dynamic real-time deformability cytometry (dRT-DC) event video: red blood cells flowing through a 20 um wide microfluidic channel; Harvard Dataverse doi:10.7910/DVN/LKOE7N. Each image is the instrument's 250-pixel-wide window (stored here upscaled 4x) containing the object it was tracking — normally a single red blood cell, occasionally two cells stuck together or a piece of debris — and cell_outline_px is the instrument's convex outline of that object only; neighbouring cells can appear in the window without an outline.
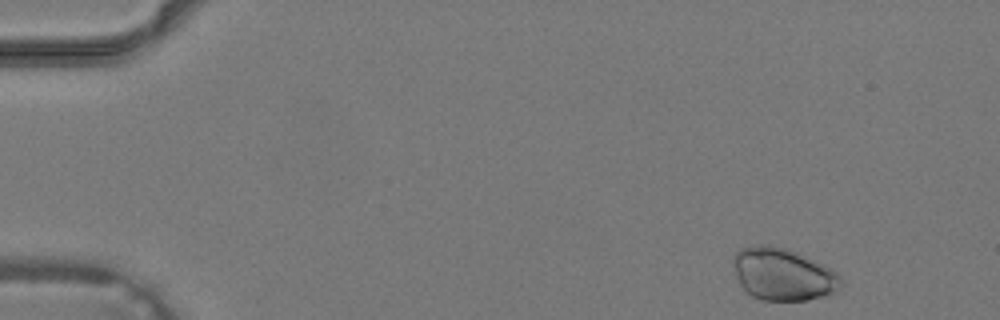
{"species": "common noctule bat (a hibernating species)", "species_latin": "Nyctalus noctula", "temperature_condition": "warm", "stored_images_in_passage": 36, "camera_frame_rate_fps": 3000, "um_per_image_px": 0.085, "animal": {"sex": "male", "body_mass_g": 19.2, "forearm_length_mm": 51.8}, "frame": {"image": 1, "passage_image": 1, "time_ms": 0.0, "image_size_px": [1000, 320], "cell_outline_px": [[840, 288], [836, 292], [828, 296], [804, 300], [764, 300], [752, 296], [736, 280], [732, 264], [732, 256], [740, 248], [760, 244], [764, 244], [784, 248], [796, 252], [824, 264], [836, 272], [840, 276]], "centroid_in_image_um": [66.52, 23.31], "position_along_channel_um": 18.5, "area_um2": 33.0}}